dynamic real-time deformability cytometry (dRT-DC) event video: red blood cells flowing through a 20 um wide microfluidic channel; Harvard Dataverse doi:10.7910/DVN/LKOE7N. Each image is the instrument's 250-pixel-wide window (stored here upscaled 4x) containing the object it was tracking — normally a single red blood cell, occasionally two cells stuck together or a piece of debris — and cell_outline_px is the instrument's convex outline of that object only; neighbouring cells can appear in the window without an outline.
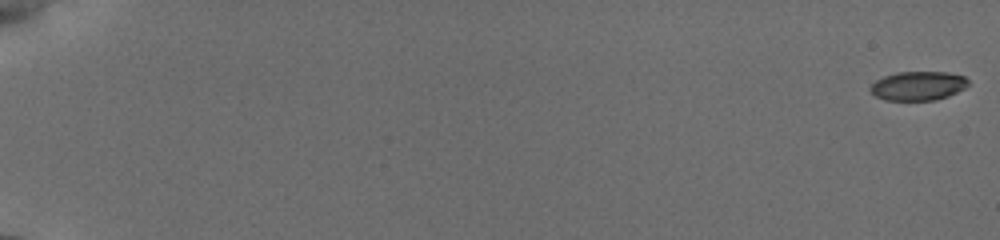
{"species": "common noctule bat (a hibernating species)", "species_latin": "Nyctalus noctula", "temperature_condition": "cold", "stored_images_in_passage": 40, "camera_frame_rate_fps": 3000, "um_per_image_px": 0.085, "animal": {"sex": "female", "body_mass_g": 19.5, "forearm_length_mm": 54.1}, "frame": {"image": 1, "passage_image": 1, "time_ms": 0.0, "image_size_px": [1000, 240], "cell_outline_px": [[968, 84], [964, 88], [948, 96], [936, 100], [884, 100], [876, 96], [868, 88], [876, 80], [884, 76], [896, 72], [948, 72], [964, 76], [968, 80]], "centroid_in_image_um": [78.02, 7.29], "position_along_channel_um": 7.0, "area_um2": 16.53}}
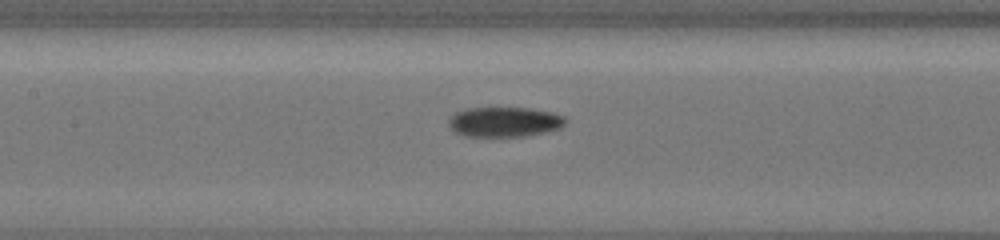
{"frame": {"image": 2, "passage_image": 25, "time_ms": 9.667, "image_size_px": [1000, 240], "cell_outline_px": [[568, 120], [560, 128], [548, 132], [528, 136], [464, 136], [456, 132], [448, 124], [448, 120], [456, 112], [468, 108], [528, 108], [552, 112], [564, 116]], "centroid_in_image_um": [42.92, 10.36], "position_along_channel_um": 164.5, "area_um2": 20.4}}
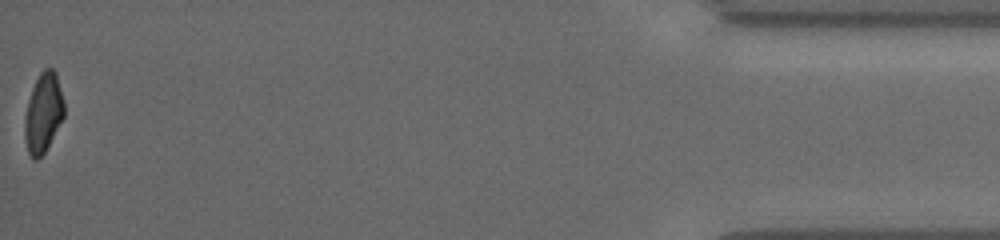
{"frame": {"image": 3, "passage_image": 40, "time_ms": 18.667, "image_size_px": [1000, 240], "cell_outline_px": [[64, 116], [44, 152], [36, 160], [32, 160], [28, 152], [24, 136], [24, 120], [28, 100], [32, 88], [40, 72], [44, 68], [52, 68], [56, 72], [64, 100]], "centroid_in_image_um": [3.67, 9.57], "position_along_channel_um": 431.5, "area_um2": 18.21}, "authors_computed_cell_mechanics": {"area_um2": 18.5827, "velocity_mm_per_s": 3.8338, "shape_relaxation_time_tau1_ms": null, "shape_relaxation_time_tau2_ms": 8.7616, "deformation_change_tau1": null, "deformation_change_tau2": 0.1346}}